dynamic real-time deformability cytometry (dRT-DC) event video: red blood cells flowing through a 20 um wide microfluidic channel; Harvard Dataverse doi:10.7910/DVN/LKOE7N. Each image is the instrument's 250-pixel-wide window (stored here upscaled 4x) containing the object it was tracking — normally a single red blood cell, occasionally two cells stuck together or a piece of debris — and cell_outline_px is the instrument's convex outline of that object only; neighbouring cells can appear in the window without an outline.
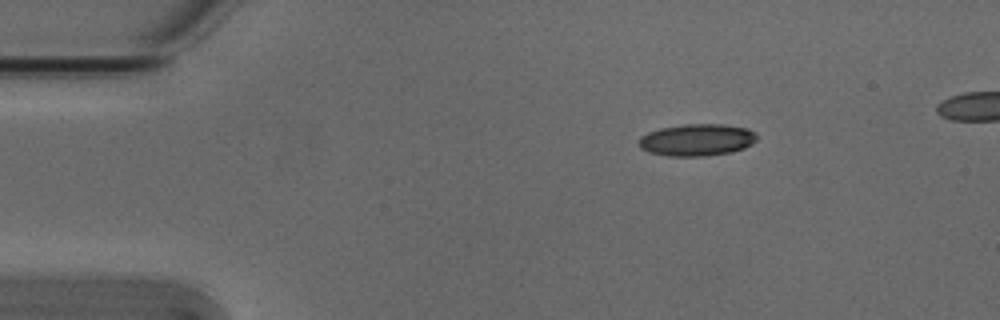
{"species": "Egyptian fruit bat (a non-hibernating species)", "species_latin": "Rousettus aegyptiacus", "temperature_condition": "cold", "stored_images_in_passage": 44, "camera_frame_rate_fps": 3000, "um_per_image_px": 0.085, "animal": {"sex": "male"}, "frame": {"image": 1, "passage_image": 1, "time_ms": 0.0, "image_size_px": [1000, 320], "cell_outline_px": [[756, 140], [752, 144], [744, 148], [732, 152], [704, 156], [668, 156], [648, 152], [640, 148], [640, 136], [648, 132], [660, 128], [684, 124], [720, 124], [744, 128], [756, 132]], "centroid_in_image_um": [59.23, 11.89], "position_along_channel_um": 25.8, "area_um2": 21.96}}
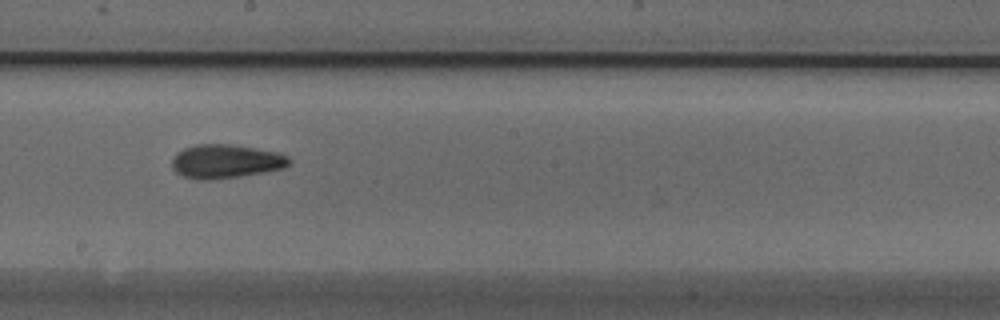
{"frame": {"image": 2, "passage_image": 22, "time_ms": 7.0, "image_size_px": [1000, 320], "cell_outline_px": [[292, 160], [284, 168], [264, 172], [240, 176], [208, 180], [196, 180], [184, 176], [176, 172], [172, 168], [172, 160], [176, 152], [184, 148], [196, 144], [232, 144], [280, 152], [288, 156]], "centroid_in_image_um": [19.19, 13.71], "position_along_channel_um": 229.0, "area_um2": 23.29}}
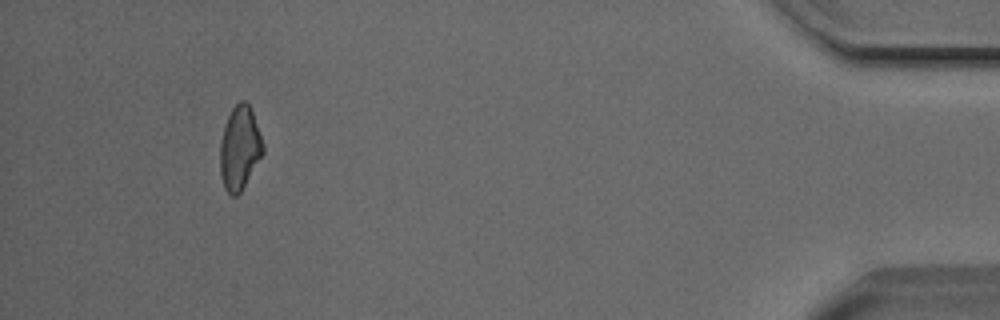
{"frame": {"image": 3, "passage_image": 42, "time_ms": 13.667, "image_size_px": [1000, 320], "cell_outline_px": [[264, 152], [240, 192], [236, 196], [232, 196], [224, 188], [220, 172], [220, 140], [224, 124], [232, 108], [240, 100], [244, 100], [252, 108], [264, 144]], "centroid_in_image_um": [20.37, 12.54], "position_along_channel_um": 414.8, "area_um2": 21.04}, "authors_computed_cell_mechanics": {"area_um2": 21.7328, "velocity_mm_per_s": 3.8384, "shape_relaxation_time_tau1_ms": 4.7156, "shape_relaxation_time_tau2_ms": 3.3573, "deformation_change_tau1": 0.1254, "deformation_change_tau2": 0.0982}}